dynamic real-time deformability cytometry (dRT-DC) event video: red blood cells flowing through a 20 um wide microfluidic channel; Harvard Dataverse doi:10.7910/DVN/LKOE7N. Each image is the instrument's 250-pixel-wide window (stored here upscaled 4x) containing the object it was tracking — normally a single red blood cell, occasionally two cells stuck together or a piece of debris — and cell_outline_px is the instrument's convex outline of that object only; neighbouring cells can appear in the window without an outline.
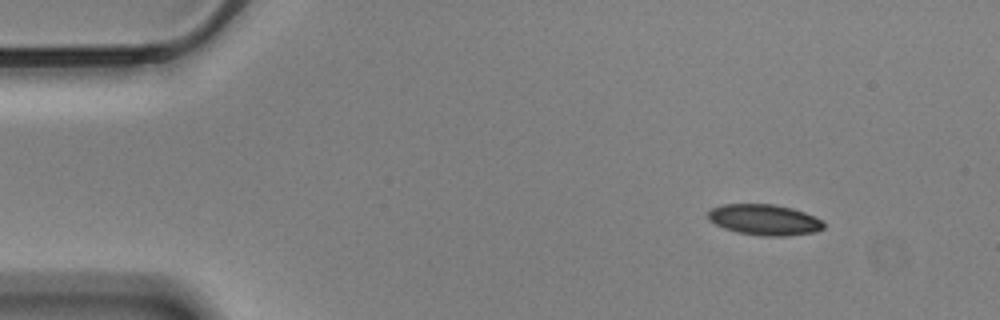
{"species": "Egyptian fruit bat (a non-hibernating species)", "species_latin": "Rousettus aegyptiacus", "temperature_condition": "cold", "stored_images_in_passage": 8, "camera_frame_rate_fps": 3000, "um_per_image_px": 0.085, "animal": {"sex": "male"}, "frame": {"image": 1, "passage_image": 1, "time_ms": 0.0, "image_size_px": [1000, 320], "cell_outline_px": [[824, 228], [816, 232], [788, 236], [764, 236], [736, 232], [724, 228], [708, 220], [708, 212], [712, 208], [720, 204], [772, 204], [792, 208], [804, 212], [824, 220]], "centroid_in_image_um": [64.99, 18.68], "position_along_channel_um": 20.0, "area_um2": 20.92}}